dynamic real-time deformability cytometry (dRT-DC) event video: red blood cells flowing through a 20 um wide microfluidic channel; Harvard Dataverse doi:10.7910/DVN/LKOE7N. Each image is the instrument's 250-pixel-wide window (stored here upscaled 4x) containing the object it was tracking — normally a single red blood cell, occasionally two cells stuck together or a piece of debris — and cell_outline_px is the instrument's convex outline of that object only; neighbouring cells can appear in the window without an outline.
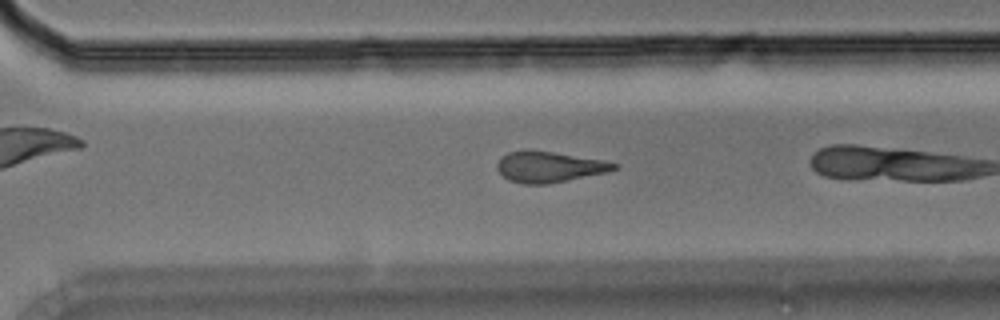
{"species": "Egyptian fruit bat (a non-hibernating species)", "species_latin": "Rousettus aegyptiacus", "temperature_condition": "room temperature", "stored_images_in_passage": 24, "camera_frame_rate_fps": 3000, "um_per_image_px": 0.085, "animal": {"sex": "male"}, "frame": {"image": 1, "passage_image": 21, "time_ms": 6.667, "image_size_px": [1000, 320], "cell_outline_px": [[620, 168], [608, 172], [548, 184], [524, 184], [508, 180], [496, 168], [496, 164], [500, 156], [508, 152], [524, 148], [528, 148], [604, 160], [620, 164]], "centroid_in_image_um": [46.67, 14.16], "position_along_channel_um": 323.9, "area_um2": 21.5}}